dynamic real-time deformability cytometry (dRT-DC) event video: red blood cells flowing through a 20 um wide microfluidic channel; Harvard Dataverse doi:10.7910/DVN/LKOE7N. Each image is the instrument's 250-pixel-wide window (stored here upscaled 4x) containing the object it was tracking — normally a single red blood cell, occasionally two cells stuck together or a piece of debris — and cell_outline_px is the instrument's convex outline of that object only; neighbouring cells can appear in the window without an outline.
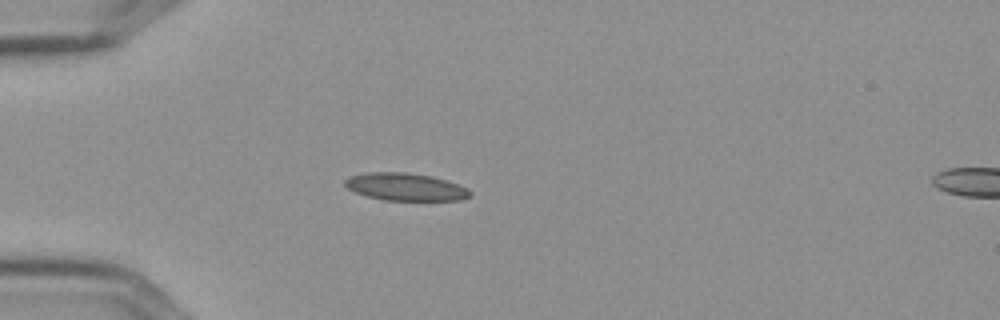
{"species": "Egyptian fruit bat (a non-hibernating species)", "species_latin": "Rousettus aegyptiacus", "temperature_condition": "cold", "stored_images_in_passage": 3, "camera_frame_rate_fps": 3000, "um_per_image_px": 0.085, "frame": {"image": 1, "passage_image": 3, "time_ms": 0.667, "image_size_px": [1000, 320], "cell_outline_px": [[472, 196], [460, 200], [384, 200], [368, 196], [356, 192], [348, 188], [344, 184], [344, 180], [348, 176], [368, 172], [408, 172], [432, 176], [460, 184], [468, 188], [472, 192]], "centroid_in_image_um": [34.5, 15.87], "position_along_channel_um": 50.5, "area_um2": 20.23}}